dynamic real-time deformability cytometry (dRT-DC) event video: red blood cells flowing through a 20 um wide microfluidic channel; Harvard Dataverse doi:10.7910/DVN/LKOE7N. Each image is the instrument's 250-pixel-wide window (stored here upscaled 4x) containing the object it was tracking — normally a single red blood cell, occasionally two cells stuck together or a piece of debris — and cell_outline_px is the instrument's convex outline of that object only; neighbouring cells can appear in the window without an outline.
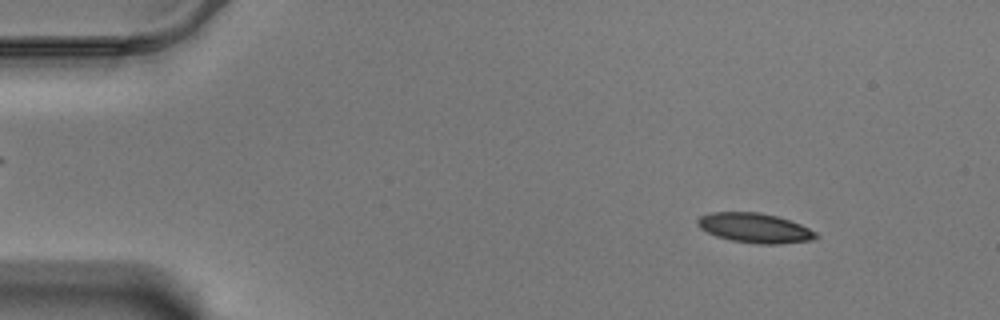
{"species": "Egyptian fruit bat (a non-hibernating species)", "species_latin": "Rousettus aegyptiacus", "temperature_condition": "warm", "stored_images_in_passage": 58, "camera_frame_rate_fps": 3000, "um_per_image_px": 0.085, "animal": {"sex": "male"}, "frame": {"image": 1, "passage_image": 7, "time_ms": 2.0, "image_size_px": [1000, 320], "cell_outline_px": [[820, 236], [812, 240], [780, 244], [760, 244], [732, 240], [716, 236], [700, 228], [696, 224], [696, 220], [700, 216], [712, 212], [760, 212], [776, 216], [800, 224], [816, 232]], "centroid_in_image_um": [64.15, 19.37], "position_along_channel_um": 20.8, "area_um2": 20.4}}
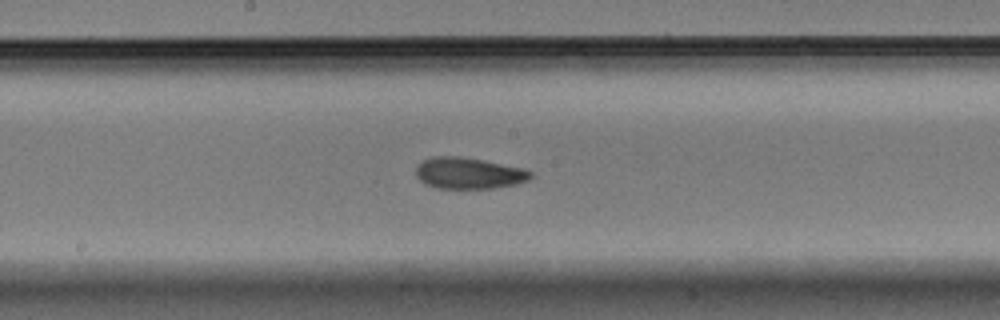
{"frame": {"image": 2, "passage_image": 31, "time_ms": 10.0, "image_size_px": [1000, 320], "cell_outline_px": [[532, 176], [528, 180], [516, 184], [492, 188], [436, 188], [424, 184], [416, 176], [416, 168], [424, 160], [432, 156], [460, 156], [524, 168], [532, 172]], "centroid_in_image_um": [39.83, 14.72], "position_along_channel_um": 208.4, "area_um2": 20.87}}
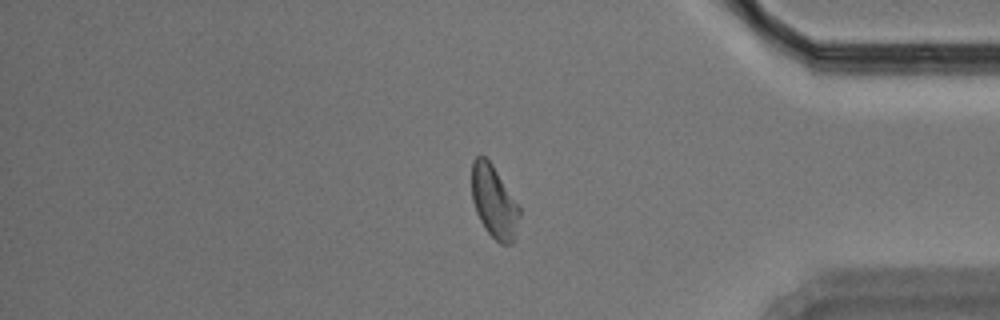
{"frame": {"image": 3, "passage_image": 49, "time_ms": 16.0, "image_size_px": [1000, 320], "cell_outline_px": [[520, 216], [512, 244], [500, 244], [488, 232], [480, 220], [476, 212], [472, 200], [472, 160], [476, 156], [484, 156], [492, 164], [520, 208]], "centroid_in_image_um": [41.98, 17.15], "position_along_channel_um": 393.2, "area_um2": 19.88}, "authors_computed_cell_mechanics": {"area_um2": 20.5479, "velocity_mm_per_s": 3.4599, "shape_relaxation_time_tau1_ms": 3.637, "shape_relaxation_time_tau2_ms": 2.2578, "deformation_change_tau1": 0.1031, "deformation_change_tau2": 0.0803}}